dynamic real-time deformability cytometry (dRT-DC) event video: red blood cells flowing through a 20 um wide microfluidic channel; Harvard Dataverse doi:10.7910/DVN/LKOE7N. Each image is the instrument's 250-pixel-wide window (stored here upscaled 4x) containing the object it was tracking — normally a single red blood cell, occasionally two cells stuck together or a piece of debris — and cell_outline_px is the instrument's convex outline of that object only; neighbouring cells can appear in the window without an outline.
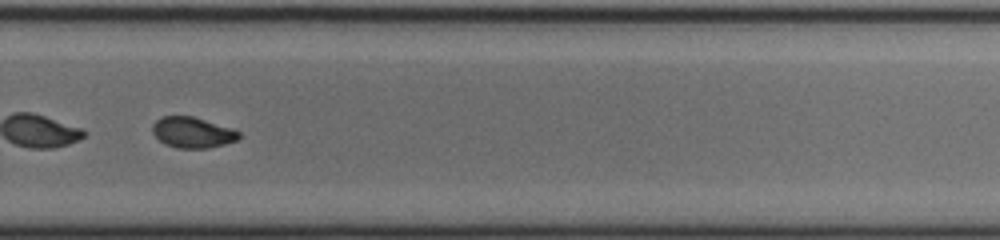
{"species": "common noctule bat (a hibernating species)", "species_latin": "Nyctalus noctula", "temperature_condition": "cold", "stored_images_in_passage": 52, "segment_of_instrument_passage": [2, 2], "camera_frame_rate_fps": 3000, "um_per_image_px": 0.085, "animal": {"sex": "male", "body_mass_g": 20.0, "forearm_length_mm": 53.3}, "frame": {"image": 1, "passage_image": 35, "time_ms": 11.333, "image_size_px": [1000, 240], "cell_outline_px": [[240, 136], [236, 140], [224, 144], [208, 148], [176, 148], [164, 144], [152, 132], [152, 124], [160, 116], [192, 116], [232, 128], [240, 132]], "centroid_in_image_um": [16.34, 11.25], "position_along_channel_um": 313.5, "area_um2": 15.49}}